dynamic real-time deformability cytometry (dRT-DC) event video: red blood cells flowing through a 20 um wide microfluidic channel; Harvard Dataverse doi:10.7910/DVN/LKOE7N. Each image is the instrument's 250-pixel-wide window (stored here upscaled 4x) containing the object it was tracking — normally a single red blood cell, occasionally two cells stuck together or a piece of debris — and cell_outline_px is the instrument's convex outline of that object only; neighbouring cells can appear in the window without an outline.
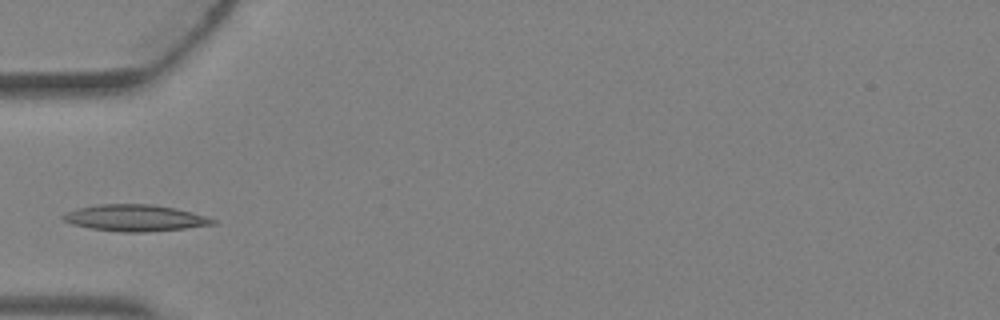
{"species": "Egyptian fruit bat (a non-hibernating species)", "species_latin": "Rousettus aegyptiacus", "temperature_condition": "warm", "stored_images_in_passage": 3, "camera_frame_rate_fps": 3000, "um_per_image_px": 0.085, "animal": {"sex": "female"}, "frame": {"image": 1, "passage_image": 3, "time_ms": 0.667, "image_size_px": [1000, 320], "cell_outline_px": [[216, 224], [184, 228], [144, 232], [120, 232], [92, 228], [72, 224], [64, 220], [60, 216], [68, 212], [80, 208], [100, 204], [152, 204], [212, 216], [216, 220]], "centroid_in_image_um": [11.54, 18.52], "position_along_channel_um": 73.5, "area_um2": 22.95}}